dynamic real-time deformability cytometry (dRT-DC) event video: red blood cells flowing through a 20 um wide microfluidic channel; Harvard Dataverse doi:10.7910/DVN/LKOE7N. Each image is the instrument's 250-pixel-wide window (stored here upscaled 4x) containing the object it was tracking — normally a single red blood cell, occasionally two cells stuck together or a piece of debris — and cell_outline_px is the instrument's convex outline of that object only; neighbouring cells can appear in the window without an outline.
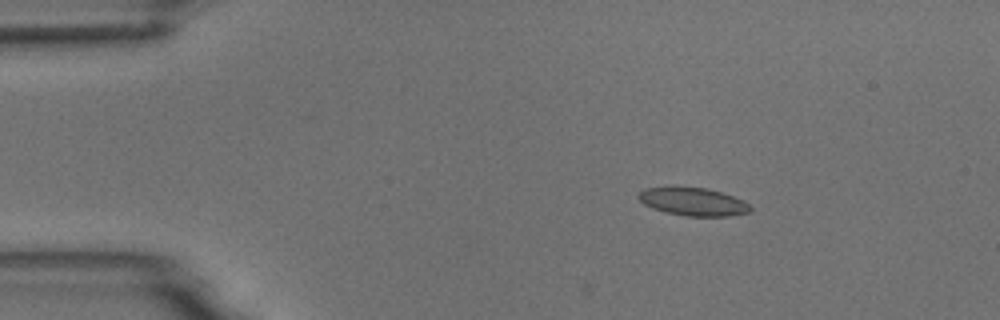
{"species": "common noctule bat (a hibernating species)", "species_latin": "Nyctalus noctula", "temperature_condition": "room temperature", "stored_images_in_passage": 4, "camera_frame_rate_fps": 3000, "um_per_image_px": 0.085, "animal": {"sex": "male", "body_mass_g": 18.8}, "frame": {"image": 1, "passage_image": 2, "time_ms": 2.0, "image_size_px": [1000, 320], "cell_outline_px": [[752, 208], [748, 212], [728, 216], [684, 216], [652, 208], [644, 204], [636, 196], [644, 188], [672, 184], [708, 188], [744, 200]], "centroid_in_image_um": [58.84, 17.09], "position_along_channel_um": 26.2, "area_um2": 18.79}}